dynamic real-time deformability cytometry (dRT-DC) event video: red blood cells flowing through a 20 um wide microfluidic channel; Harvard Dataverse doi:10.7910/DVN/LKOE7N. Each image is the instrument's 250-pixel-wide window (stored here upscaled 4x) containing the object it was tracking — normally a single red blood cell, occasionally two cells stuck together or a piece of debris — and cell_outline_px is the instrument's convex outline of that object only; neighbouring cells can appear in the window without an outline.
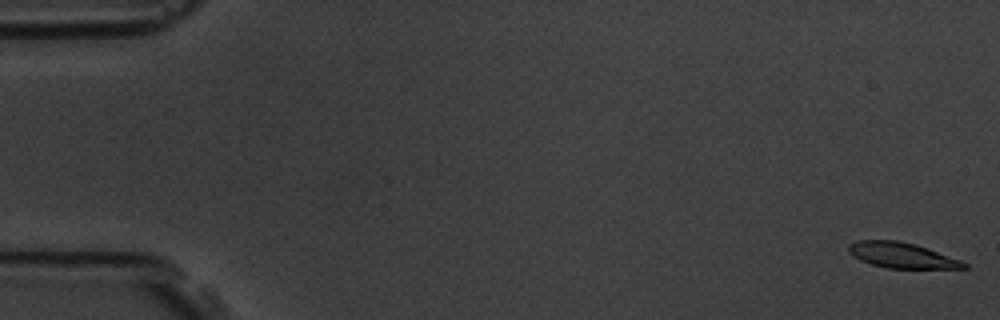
{"species": "common noctule bat (a hibernating species)", "species_latin": "Nyctalus noctula", "temperature_condition": "room temperature", "stored_images_in_passage": 5, "camera_frame_rate_fps": 3000, "um_per_image_px": 0.085, "animal": {"sex": "male", "body_mass_g": 19.5, "forearm_length_mm": 54.6}, "frame": {"image": 1, "passage_image": 1, "time_ms": 0.0, "image_size_px": [1000, 320], "cell_outline_px": [[968, 268], [888, 268], [872, 264], [860, 260], [852, 256], [848, 252], [848, 244], [856, 240], [896, 240], [916, 244], [960, 260], [968, 264]], "centroid_in_image_um": [76.61, 21.69], "position_along_channel_um": 8.4, "area_um2": 17.05}}
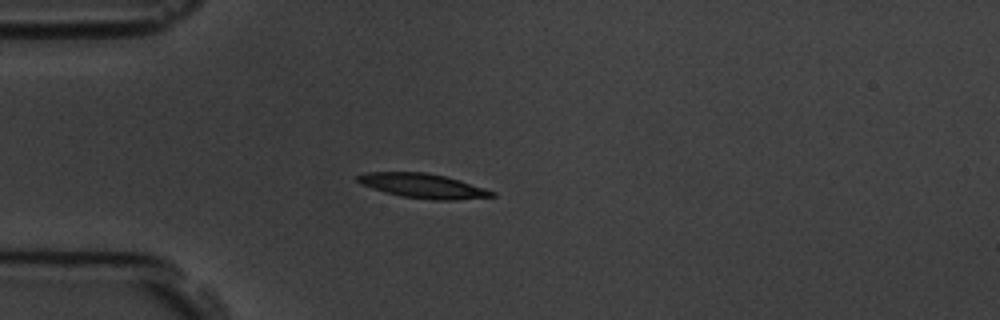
{"frame": {"image": 2, "passage_image": 5, "time_ms": 4.667, "image_size_px": [1000, 320], "cell_outline_px": [[496, 196], [456, 200], [432, 200], [400, 196], [372, 188], [360, 184], [356, 180], [356, 176], [368, 172], [424, 172], [444, 176], [460, 180], [496, 192]], "centroid_in_image_um": [35.95, 15.8], "position_along_channel_um": 49.0, "area_um2": 19.13}}